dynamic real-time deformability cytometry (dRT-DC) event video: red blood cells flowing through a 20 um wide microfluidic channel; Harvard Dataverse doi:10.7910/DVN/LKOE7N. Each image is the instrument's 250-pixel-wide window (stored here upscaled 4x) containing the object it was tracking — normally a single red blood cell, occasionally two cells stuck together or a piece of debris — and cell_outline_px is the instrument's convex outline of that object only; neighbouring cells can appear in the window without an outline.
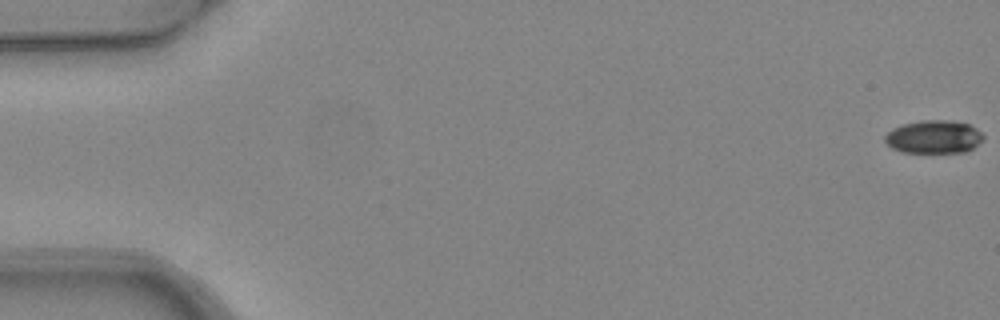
{"species": "common noctule bat (a hibernating species)", "species_latin": "Nyctalus noctula", "temperature_condition": "warm", "stored_images_in_passage": 6, "camera_frame_rate_fps": 3000, "um_per_image_px": 0.085, "animal": {"sex": "female", "body_mass_g": 24.6, "forearm_length_mm": 56.2}, "frame": {"image": 1, "passage_image": 1, "time_ms": 0.0, "image_size_px": [1000, 320], "cell_outline_px": [[984, 140], [972, 148], [964, 152], [900, 152], [892, 148], [884, 140], [884, 136], [892, 128], [904, 124], [920, 120], [952, 120], [968, 124], [976, 128], [984, 136]], "centroid_in_image_um": [79.37, 11.63], "position_along_channel_um": 5.6, "area_um2": 19.02}}